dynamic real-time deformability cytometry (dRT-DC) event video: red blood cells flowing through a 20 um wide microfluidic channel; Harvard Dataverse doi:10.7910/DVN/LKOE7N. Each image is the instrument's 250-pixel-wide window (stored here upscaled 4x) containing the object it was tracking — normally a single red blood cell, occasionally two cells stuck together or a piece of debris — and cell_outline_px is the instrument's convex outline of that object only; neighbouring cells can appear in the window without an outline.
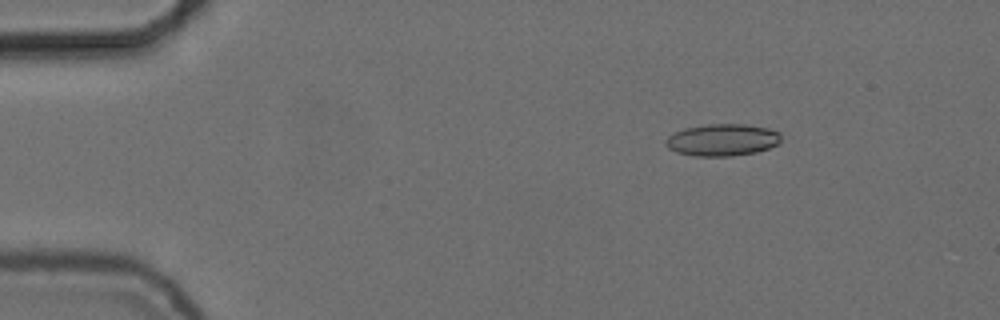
{"species": "common noctule bat (a hibernating species)", "species_latin": "Nyctalus noctula", "temperature_condition": "cold", "stored_images_in_passage": 52, "camera_frame_rate_fps": 3000, "um_per_image_px": 0.085, "animal": {"sex": "female", "body_mass_g": 24.6, "forearm_length_mm": 56.2}, "frame": {"image": 1, "passage_image": 8, "time_ms": 2.333, "image_size_px": [1000, 320], "cell_outline_px": [[780, 144], [756, 152], [732, 156], [696, 156], [676, 152], [668, 148], [664, 144], [664, 140], [668, 136], [684, 128], [708, 124], [744, 124], [768, 128], [780, 132]], "centroid_in_image_um": [61.39, 11.89], "position_along_channel_um": 23.6, "area_um2": 21.62}}
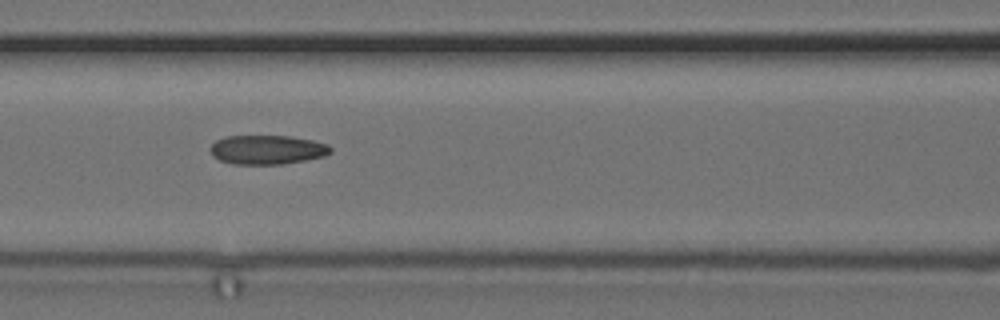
{"frame": {"image": 2, "passage_image": 24, "time_ms": 7.667, "image_size_px": [1000, 320], "cell_outline_px": [[332, 152], [324, 156], [284, 164], [232, 164], [220, 160], [212, 156], [208, 148], [216, 140], [224, 136], [292, 136], [312, 140], [328, 144], [332, 148]], "centroid_in_image_um": [22.69, 12.72], "position_along_channel_um": 143.9, "area_um2": 20.63}}
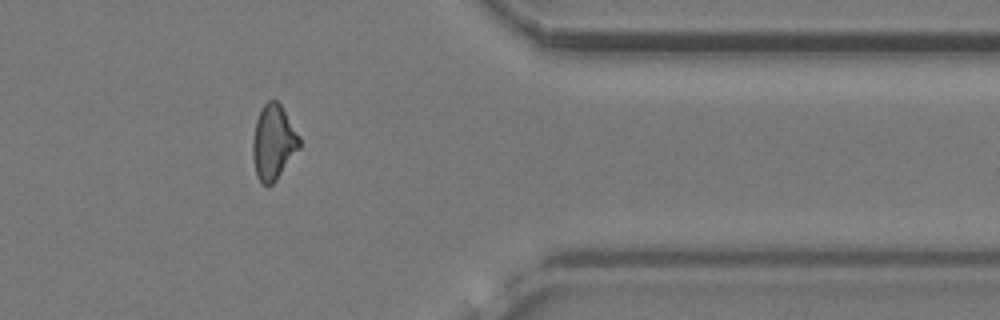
{"frame": {"image": 3, "passage_image": 45, "time_ms": 14.667, "image_size_px": [1000, 320], "cell_outline_px": [[300, 148], [276, 180], [268, 188], [260, 184], [256, 176], [252, 156], [252, 140], [256, 120], [264, 104], [268, 100], [276, 100], [280, 104], [300, 136]], "centroid_in_image_um": [23.22, 12.15], "position_along_channel_um": 388.2, "area_um2": 20.58}, "authors_computed_cell_mechanics": {"area_um2": 20.5768, "velocity_mm_per_s": 3.733, "shape_relaxation_time_tau1_ms": 9.8712, "shape_relaxation_time_tau2_ms": 5.9088, "deformation_change_tau1": 0.1557, "deformation_change_tau2": 0.1566}}